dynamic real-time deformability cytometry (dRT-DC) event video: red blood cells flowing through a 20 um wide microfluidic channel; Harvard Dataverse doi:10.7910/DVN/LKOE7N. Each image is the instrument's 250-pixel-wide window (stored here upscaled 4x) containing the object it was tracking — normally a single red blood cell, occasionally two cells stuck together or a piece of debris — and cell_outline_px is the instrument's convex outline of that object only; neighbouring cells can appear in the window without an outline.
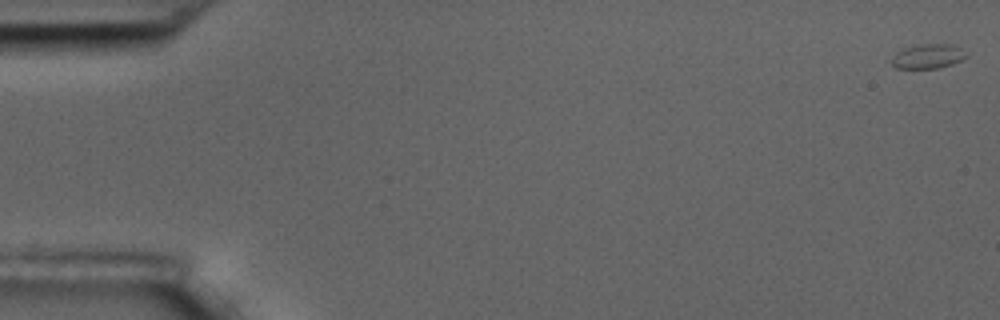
{"species": "common noctule bat (a hibernating species)", "species_latin": "Nyctalus noctula", "temperature_condition": "room temperature", "stored_images_in_passage": 5, "camera_frame_rate_fps": 3000, "um_per_image_px": 0.085, "animal": {"sex": "male", "body_mass_g": 17.5, "forearm_length_mm": 52.3}, "frame": {"image": 1, "passage_image": 1, "time_ms": 0.0, "image_size_px": [1000, 320], "cell_outline_px": [[968, 56], [952, 64], [940, 68], [896, 68], [892, 64], [892, 56], [896, 52], [904, 48], [924, 44], [952, 44], [960, 48]], "centroid_in_image_um": [78.87, 4.79], "position_along_channel_um": 6.1, "area_um2": 10.52}}